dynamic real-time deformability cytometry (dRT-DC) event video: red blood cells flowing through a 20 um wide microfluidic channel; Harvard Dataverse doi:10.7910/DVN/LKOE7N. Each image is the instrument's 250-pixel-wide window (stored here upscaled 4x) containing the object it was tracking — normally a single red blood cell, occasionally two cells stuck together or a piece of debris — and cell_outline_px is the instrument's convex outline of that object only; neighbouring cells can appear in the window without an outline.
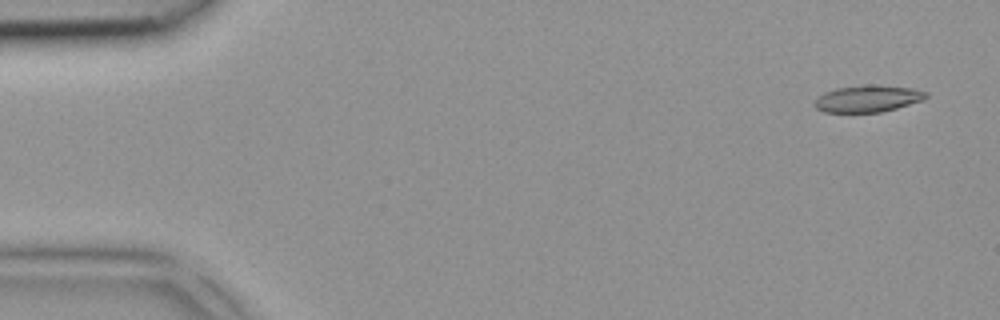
{"species": "common noctule bat (a hibernating species)", "species_latin": "Nyctalus noctula", "temperature_condition": "room temperature", "stored_images_in_passage": 4, "camera_frame_rate_fps": 3000, "um_per_image_px": 0.085, "animal": {"sex": "female", "body_mass_g": 18.4}, "frame": {"image": 1, "passage_image": 1, "time_ms": 0.0, "image_size_px": [1000, 320], "cell_outline_px": [[928, 96], [924, 100], [896, 108], [880, 112], [824, 112], [816, 108], [812, 104], [824, 92], [836, 88], [868, 84], [880, 84], [916, 88], [928, 92]], "centroid_in_image_um": [73.81, 8.36], "position_along_channel_um": 11.2, "area_um2": 17.69}}
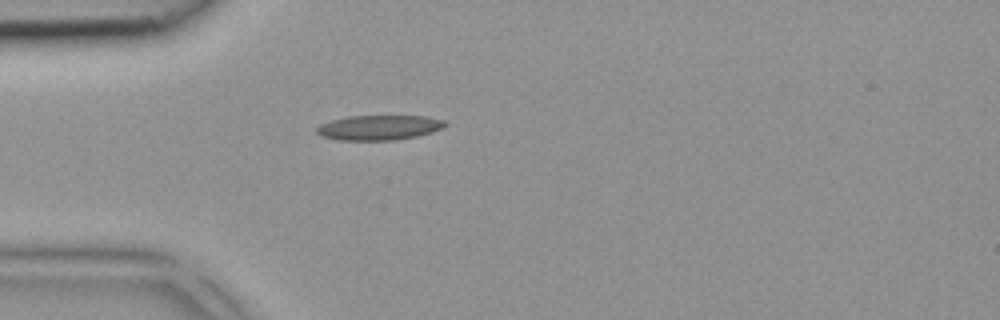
{"frame": {"image": 2, "passage_image": 4, "time_ms": 1.0, "image_size_px": [1000, 320], "cell_outline_px": [[448, 124], [432, 132], [416, 136], [392, 140], [340, 140], [320, 136], [316, 132], [316, 128], [320, 124], [332, 120], [348, 116], [424, 116], [444, 120]], "centroid_in_image_um": [32.18, 10.84], "position_along_channel_um": 52.8, "area_um2": 18.5}}